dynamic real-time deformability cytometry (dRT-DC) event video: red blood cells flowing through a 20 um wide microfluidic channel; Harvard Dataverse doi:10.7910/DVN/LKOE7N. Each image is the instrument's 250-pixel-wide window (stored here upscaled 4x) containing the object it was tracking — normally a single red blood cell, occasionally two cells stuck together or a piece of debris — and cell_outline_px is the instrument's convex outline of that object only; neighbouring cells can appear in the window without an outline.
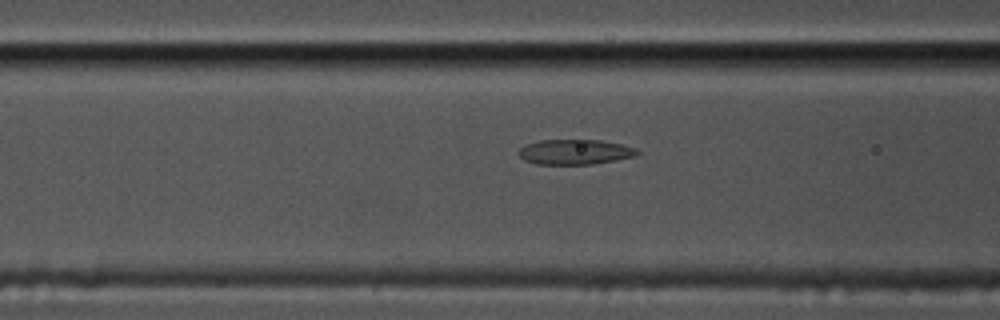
{"species": "common noctule bat (a hibernating species)", "species_latin": "Nyctalus noctula", "temperature_condition": "cold", "stored_images_in_passage": 42, "camera_frame_rate_fps": 3000, "um_per_image_px": 0.085, "animal": {"sex": "male", "body_mass_g": 17.5, "forearm_length_mm": 52.3}, "frame": {"image": 1, "passage_image": 17, "time_ms": 5.333, "image_size_px": [1000, 320], "cell_outline_px": [[640, 152], [636, 156], [616, 160], [592, 164], [536, 164], [524, 160], [516, 152], [524, 144], [540, 140], [600, 140], [620, 144], [636, 148]], "centroid_in_image_um": [48.84, 12.91], "position_along_channel_um": 117.8, "area_um2": 17.4}}
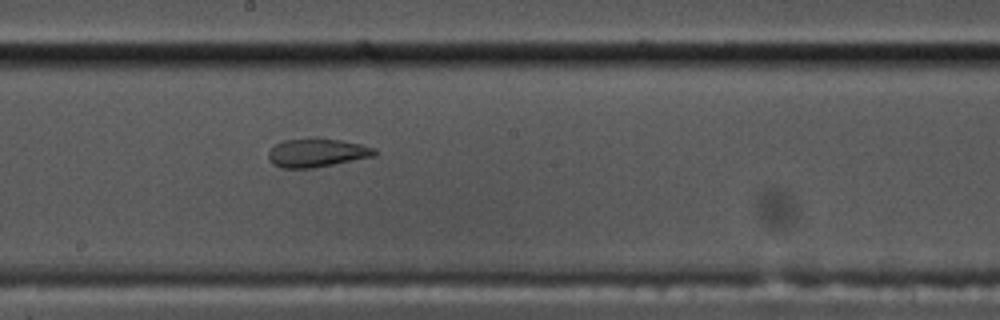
{"frame": {"image": 2, "passage_image": 26, "time_ms": 8.333, "image_size_px": [1000, 320], "cell_outline_px": [[376, 156], [316, 168], [280, 168], [272, 164], [268, 160], [268, 152], [276, 144], [284, 140], [308, 136], [320, 136], [360, 144], [376, 148]], "centroid_in_image_um": [26.93, 12.96], "position_along_channel_um": 221.3, "area_um2": 18.38}}
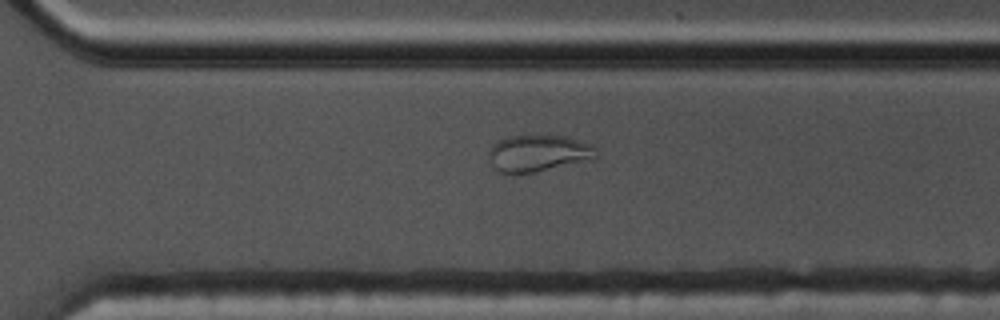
{"frame": {"image": 3, "passage_image": 35, "time_ms": 11.333, "image_size_px": [1000, 320], "cell_outline_px": [[600, 156], [592, 160], [512, 176], [500, 172], [492, 164], [488, 156], [488, 152], [492, 144], [508, 136], [564, 136], [580, 140], [592, 144], [596, 148]], "centroid_in_image_um": [45.78, 13.04], "position_along_channel_um": 324.8, "area_um2": 23.29}}